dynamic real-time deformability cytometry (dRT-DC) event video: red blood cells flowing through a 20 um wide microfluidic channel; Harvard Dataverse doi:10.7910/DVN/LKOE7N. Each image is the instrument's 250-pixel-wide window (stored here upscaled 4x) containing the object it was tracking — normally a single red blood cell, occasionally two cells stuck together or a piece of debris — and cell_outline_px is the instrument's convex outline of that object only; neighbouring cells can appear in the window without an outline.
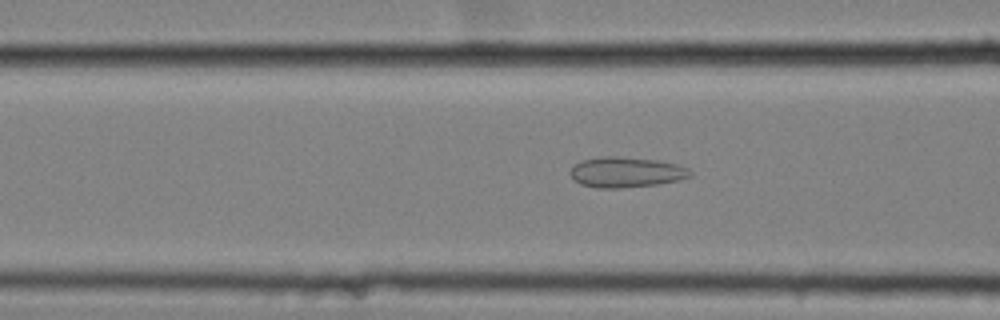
{"species": "common noctule bat (a hibernating species)", "species_latin": "Nyctalus noctula", "temperature_condition": "cold", "stored_images_in_passage": 58, "camera_frame_rate_fps": 3000, "um_per_image_px": 0.085, "animal": {"sex": "female", "body_mass_g": 25.1}, "frame": {"image": 1, "passage_image": 24, "time_ms": 7.667, "image_size_px": [1000, 320], "cell_outline_px": [[692, 176], [660, 184], [620, 188], [596, 188], [580, 184], [572, 180], [572, 168], [580, 160], [604, 156], [616, 156], [656, 160], [676, 164], [688, 168], [692, 172]], "centroid_in_image_um": [53.21, 14.64], "position_along_channel_um": 113.4, "area_um2": 21.21}}
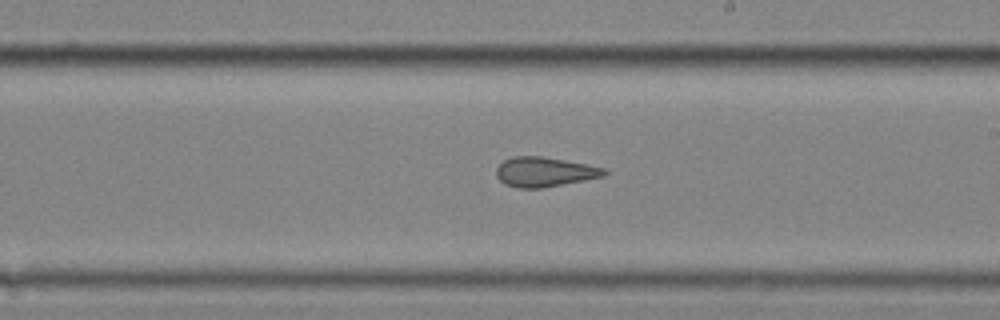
{"frame": {"image": 2, "passage_image": 35, "time_ms": 11.333, "image_size_px": [1000, 320], "cell_outline_px": [[608, 172], [604, 176], [584, 180], [540, 188], [516, 188], [504, 184], [496, 176], [496, 168], [504, 160], [512, 156], [540, 156], [588, 164], [604, 168]], "centroid_in_image_um": [46.26, 14.61], "position_along_channel_um": 242.7, "area_um2": 18.61}}
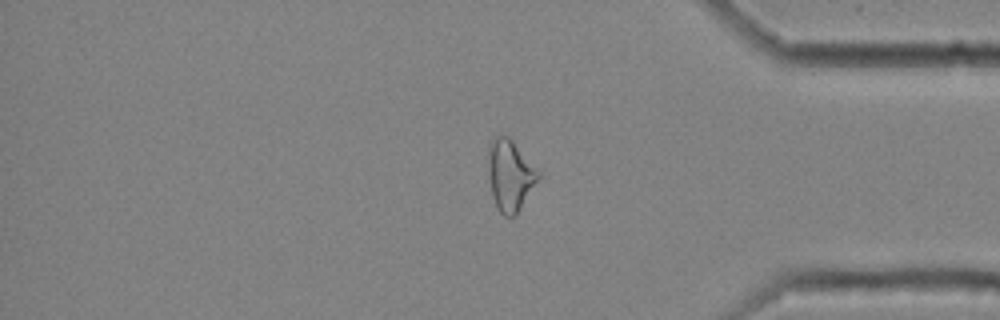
{"frame": {"image": 3, "passage_image": 49, "time_ms": 16.0, "image_size_px": [1000, 320], "cell_outline_px": [[540, 176], [516, 216], [504, 216], [496, 208], [492, 196], [488, 176], [488, 144], [496, 136], [508, 136], [512, 140], [540, 172]], "centroid_in_image_um": [43.33, 14.91], "position_along_channel_um": 391.9, "area_um2": 20.75}, "authors_computed_cell_mechanics": {"area_um2": 22.542, "velocity_mm_per_s": 3.5237, "shape_relaxation_time_tau1_ms": null, "shape_relaxation_time_tau2_ms": 2.0126, "deformation_change_tau1": null, "deformation_change_tau2": 0.1104}}